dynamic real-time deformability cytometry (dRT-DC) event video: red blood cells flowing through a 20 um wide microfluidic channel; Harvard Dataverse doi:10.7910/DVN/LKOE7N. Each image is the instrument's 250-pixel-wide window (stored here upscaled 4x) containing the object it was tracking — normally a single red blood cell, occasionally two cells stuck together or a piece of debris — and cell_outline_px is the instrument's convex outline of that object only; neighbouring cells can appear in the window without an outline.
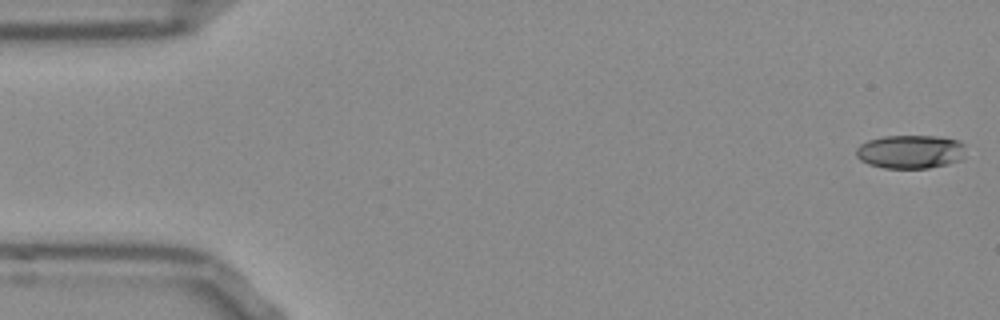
{"species": "Egyptian fruit bat (a non-hibernating species)", "species_latin": "Rousettus aegyptiacus", "temperature_condition": "room temperature", "stored_images_in_passage": 52, "camera_frame_rate_fps": 3000, "um_per_image_px": 0.085, "frame": {"image": 1, "passage_image": 1, "time_ms": 0.0, "image_size_px": [1000, 320], "cell_outline_px": [[964, 156], [960, 160], [948, 164], [928, 168], [884, 168], [868, 164], [860, 160], [856, 156], [856, 148], [860, 144], [868, 140], [884, 136], [936, 136], [960, 140], [964, 144]], "centroid_in_image_um": [77.38, 12.89], "position_along_channel_um": 7.6, "area_um2": 21.62}}
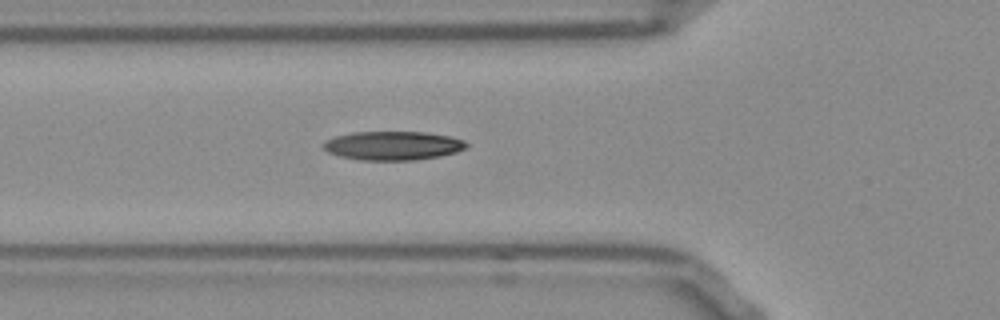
{"frame": {"image": 2, "passage_image": 18, "time_ms": 5.667, "image_size_px": [1000, 320], "cell_outline_px": [[468, 144], [464, 148], [456, 152], [440, 156], [416, 160], [360, 160], [340, 156], [328, 152], [324, 148], [324, 140], [336, 136], [352, 132], [428, 132], [452, 136], [464, 140]], "centroid_in_image_um": [33.41, 12.37], "position_along_channel_um": 92.4, "area_um2": 24.1}}
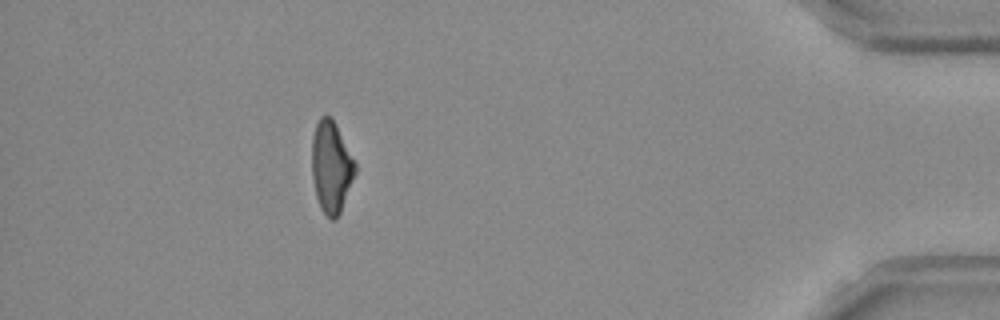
{"frame": {"image": 3, "passage_image": 47, "time_ms": 15.333, "image_size_px": [1000, 320], "cell_outline_px": [[356, 172], [340, 212], [336, 220], [332, 220], [320, 208], [316, 196], [312, 176], [312, 136], [316, 124], [320, 116], [332, 116], [356, 164]], "centroid_in_image_um": [28.14, 14.17], "position_along_channel_um": 407.1, "area_um2": 23.0}, "authors_computed_cell_mechanics": {"area_um2": 23.1778, "velocity_mm_per_s": 3.8332, "shape_relaxation_time_tau1_ms": 9.0877, "shape_relaxation_time_tau2_ms": 3.111, "deformation_change_tau1": 0.2317, "deformation_change_tau2": 0.1006}}